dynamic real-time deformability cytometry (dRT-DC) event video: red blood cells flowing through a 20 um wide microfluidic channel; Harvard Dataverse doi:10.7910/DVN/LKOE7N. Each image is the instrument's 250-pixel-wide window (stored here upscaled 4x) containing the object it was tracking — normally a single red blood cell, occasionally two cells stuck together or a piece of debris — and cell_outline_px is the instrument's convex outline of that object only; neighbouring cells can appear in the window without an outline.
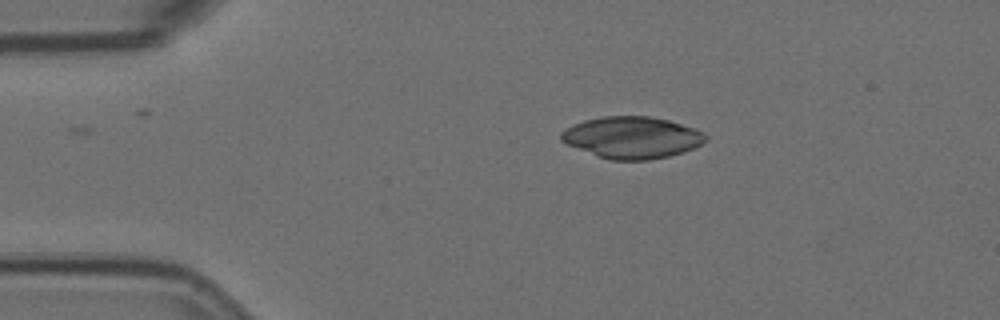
{"species": "Egyptian fruit bat (a non-hibernating species)", "species_latin": "Rousettus aegyptiacus", "temperature_condition": "room temperature", "stored_images_in_passage": 2, "camera_frame_rate_fps": 3000, "um_per_image_px": 0.085, "animal": {"sex": "female"}, "frame": {"image": 1, "passage_image": 1, "time_ms": 0.0, "image_size_px": [1000, 320], "cell_outline_px": [[708, 140], [684, 152], [668, 156], [648, 160], [612, 160], [600, 156], [568, 144], [560, 140], [560, 132], [564, 128], [584, 120], [604, 116], [652, 116], [668, 120], [696, 128], [704, 132], [708, 136]], "centroid_in_image_um": [53.75, 11.67], "position_along_channel_um": 31.2, "area_um2": 35.08}}